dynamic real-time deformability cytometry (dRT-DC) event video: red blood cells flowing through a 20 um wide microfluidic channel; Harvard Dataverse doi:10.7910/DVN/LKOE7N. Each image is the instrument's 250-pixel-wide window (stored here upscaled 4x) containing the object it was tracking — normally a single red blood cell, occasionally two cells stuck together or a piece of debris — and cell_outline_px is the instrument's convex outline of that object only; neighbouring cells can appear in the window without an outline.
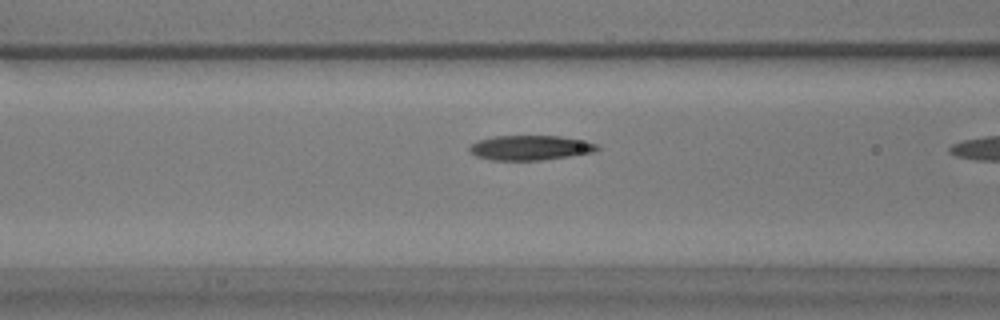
{"species": "common noctule bat (a hibernating species)", "species_latin": "Nyctalus noctula", "temperature_condition": "warm", "stored_images_in_passage": 15, "camera_frame_rate_fps": 3000, "um_per_image_px": 0.085, "animal": {"sex": "male", "body_mass_g": 17.9}, "frame": {"image": 1, "passage_image": 13, "time_ms": 4.0, "image_size_px": [1000, 320], "cell_outline_px": [[600, 148], [592, 152], [568, 156], [540, 160], [492, 160], [476, 156], [468, 152], [468, 148], [476, 140], [496, 136], [560, 136], [584, 140], [596, 144]], "centroid_in_image_um": [45.02, 12.55], "position_along_channel_um": 121.6, "area_um2": 18.38}}